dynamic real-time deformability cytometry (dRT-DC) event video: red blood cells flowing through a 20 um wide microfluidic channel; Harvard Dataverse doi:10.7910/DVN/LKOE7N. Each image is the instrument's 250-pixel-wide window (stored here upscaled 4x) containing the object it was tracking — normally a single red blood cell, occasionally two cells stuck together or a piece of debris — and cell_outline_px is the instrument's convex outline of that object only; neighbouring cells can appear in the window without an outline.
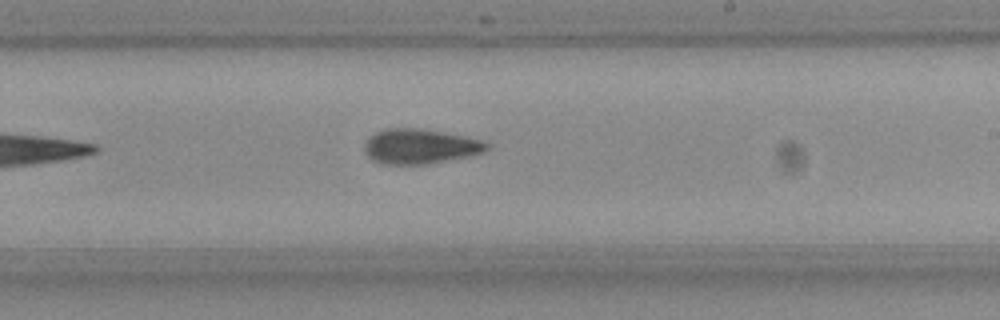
{"species": "Egyptian fruit bat (a non-hibernating species)", "species_latin": "Rousettus aegyptiacus", "temperature_condition": "room temperature", "stored_images_in_passage": 9, "camera_frame_rate_fps": 3000, "um_per_image_px": 0.085, "frame": {"image": 1, "passage_image": 8, "time_ms": 2.333, "image_size_px": [1000, 320], "cell_outline_px": [[488, 148], [484, 152], [424, 164], [380, 164], [372, 160], [368, 156], [364, 148], [364, 144], [368, 136], [384, 128], [420, 128], [464, 136], [480, 140], [488, 144]], "centroid_in_image_um": [35.62, 12.43], "position_along_channel_um": 253.4, "area_um2": 24.57}}